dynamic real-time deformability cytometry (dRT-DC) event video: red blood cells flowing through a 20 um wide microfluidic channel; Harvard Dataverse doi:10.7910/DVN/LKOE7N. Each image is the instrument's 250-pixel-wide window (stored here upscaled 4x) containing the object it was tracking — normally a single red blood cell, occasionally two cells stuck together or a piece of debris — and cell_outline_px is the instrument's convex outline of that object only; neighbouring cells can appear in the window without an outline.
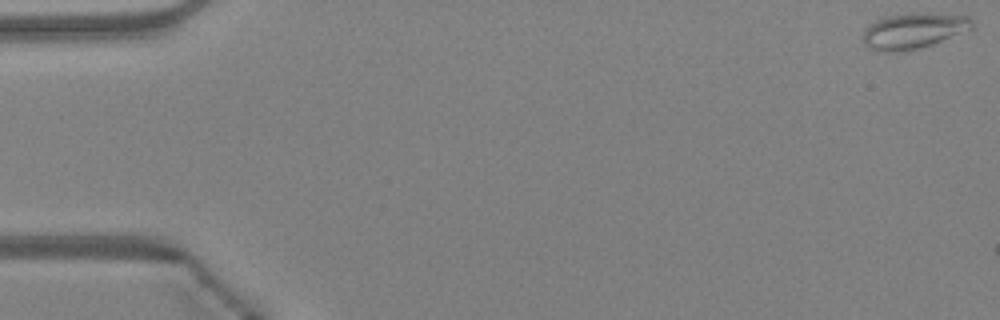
{"species": "Egyptian fruit bat (a non-hibernating species)", "species_latin": "Rousettus aegyptiacus", "temperature_condition": "warm", "stored_images_in_passage": 8, "camera_frame_rate_fps": 3000, "um_per_image_px": 0.085, "animal": {"sex": "female"}, "frame": {"image": 1, "passage_image": 1, "time_ms": 0.0, "image_size_px": [1000, 320], "cell_outline_px": [[972, 28], [932, 44], [916, 48], [896, 52], [880, 52], [868, 48], [864, 44], [864, 32], [868, 24], [884, 16], [908, 12], [932, 12], [968, 16], [972, 20]], "centroid_in_image_um": [77.61, 2.58], "position_along_channel_um": 7.4, "area_um2": 22.83}}